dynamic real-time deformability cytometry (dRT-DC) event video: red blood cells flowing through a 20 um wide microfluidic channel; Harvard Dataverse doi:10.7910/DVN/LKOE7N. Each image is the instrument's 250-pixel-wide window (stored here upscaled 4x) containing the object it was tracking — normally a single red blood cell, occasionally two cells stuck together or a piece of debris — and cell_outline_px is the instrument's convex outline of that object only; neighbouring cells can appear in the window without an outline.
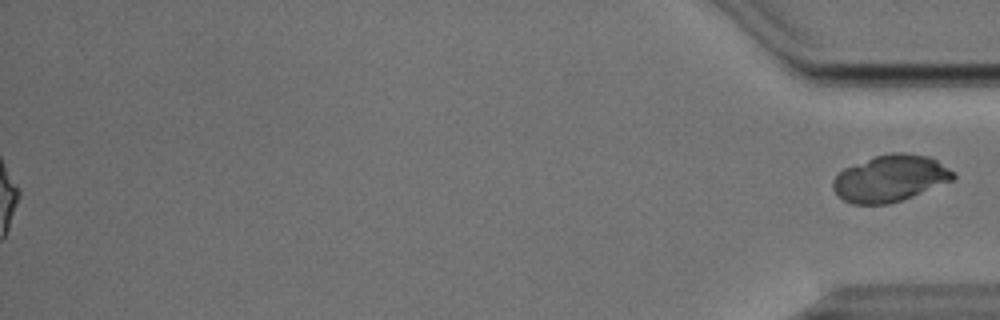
{"species": "Egyptian fruit bat (a non-hibernating species)", "species_latin": "Rousettus aegyptiacus", "temperature_condition": "cold", "stored_images_in_passage": 43, "segment_of_instrument_passage": [2, 2], "camera_frame_rate_fps": 3000, "um_per_image_px": 0.085, "animal": {"sex": "male"}, "frame": {"image": 1, "passage_image": 43, "time_ms": 14.0, "image_size_px": [1000, 320], "cell_outline_px": [[956, 176], [952, 180], [900, 200], [888, 204], [852, 204], [844, 200], [832, 188], [832, 180], [844, 168], [876, 156], [892, 152], [904, 152], [928, 156], [936, 160], [956, 172]], "centroid_in_image_um": [75.66, 15.15], "position_along_channel_um": 359.5, "area_um2": 32.25}}